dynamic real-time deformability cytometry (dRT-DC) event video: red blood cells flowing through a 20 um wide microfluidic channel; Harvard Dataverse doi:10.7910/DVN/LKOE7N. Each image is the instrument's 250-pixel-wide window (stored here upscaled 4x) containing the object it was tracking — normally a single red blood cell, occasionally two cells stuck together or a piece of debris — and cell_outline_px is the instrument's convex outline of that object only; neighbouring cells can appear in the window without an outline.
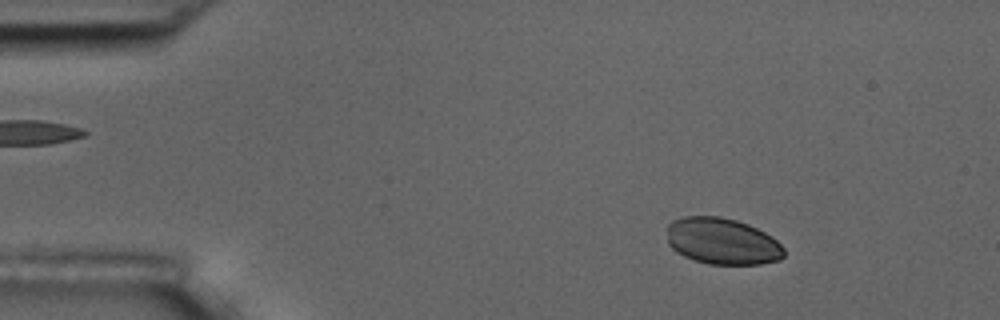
{"species": "common noctule bat (a hibernating species)", "species_latin": "Nyctalus noctula", "temperature_condition": "room temperature", "stored_images_in_passage": 56, "camera_frame_rate_fps": 3000, "um_per_image_px": 0.085, "animal": {"sex": "male", "body_mass_g": 17.5, "forearm_length_mm": 52.3}, "frame": {"image": 1, "passage_image": 8, "time_ms": 2.333, "image_size_px": [1000, 320], "cell_outline_px": [[784, 256], [780, 260], [760, 264], [708, 264], [684, 256], [676, 252], [668, 244], [668, 224], [672, 220], [684, 216], [720, 216], [736, 220], [748, 224], [772, 236], [784, 248]], "centroid_in_image_um": [61.39, 20.5], "position_along_channel_um": 23.6, "area_um2": 31.79}}